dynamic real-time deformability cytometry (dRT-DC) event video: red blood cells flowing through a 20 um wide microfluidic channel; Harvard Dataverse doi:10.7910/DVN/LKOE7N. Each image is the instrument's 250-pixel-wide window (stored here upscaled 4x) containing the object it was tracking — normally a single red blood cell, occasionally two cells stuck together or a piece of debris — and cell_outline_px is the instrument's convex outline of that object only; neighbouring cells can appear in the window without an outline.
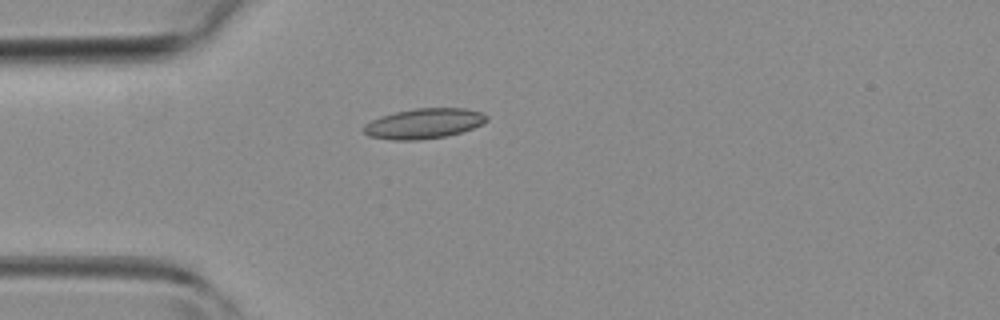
{"species": "common noctule bat (a hibernating species)", "species_latin": "Nyctalus noctula", "temperature_condition": "room temperature", "stored_images_in_passage": 1, "camera_frame_rate_fps": 3000, "um_per_image_px": 0.085, "animal": {"sex": "female", "body_mass_g": 19.3, "forearm_length_mm": 54.1}, "frame": {"image": 1, "passage_image": 1, "time_ms": 0.0, "image_size_px": [1000, 320], "cell_outline_px": [[488, 120], [472, 128], [460, 132], [444, 136], [416, 140], [392, 140], [368, 136], [360, 128], [364, 124], [380, 116], [396, 112], [416, 108], [464, 108], [480, 112], [488, 116]], "centroid_in_image_um": [35.97, 10.5], "position_along_channel_um": 49.0, "area_um2": 21.5}}